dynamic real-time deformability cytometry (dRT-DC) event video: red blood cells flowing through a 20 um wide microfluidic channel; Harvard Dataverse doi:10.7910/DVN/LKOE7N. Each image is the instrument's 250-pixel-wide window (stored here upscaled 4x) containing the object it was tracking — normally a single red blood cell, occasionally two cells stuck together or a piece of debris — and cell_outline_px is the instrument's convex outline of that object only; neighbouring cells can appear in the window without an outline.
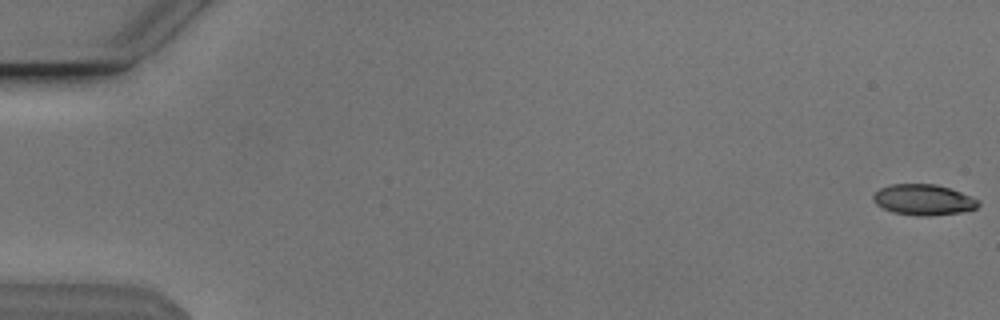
{"species": "Egyptian fruit bat (a non-hibernating species)", "species_latin": "Rousettus aegyptiacus", "temperature_condition": "cold", "stored_images_in_passage": 54, "camera_frame_rate_fps": 3000, "um_per_image_px": 0.085, "animal": {"sex": "male"}, "frame": {"image": 1, "passage_image": 1, "time_ms": 0.0, "image_size_px": [1000, 320], "cell_outline_px": [[980, 204], [976, 208], [960, 212], [928, 216], [924, 216], [892, 212], [876, 204], [872, 200], [872, 196], [880, 188], [892, 184], [936, 184], [960, 192], [980, 200]], "centroid_in_image_um": [78.49, 16.97], "position_along_channel_um": 6.5, "area_um2": 18.67}}
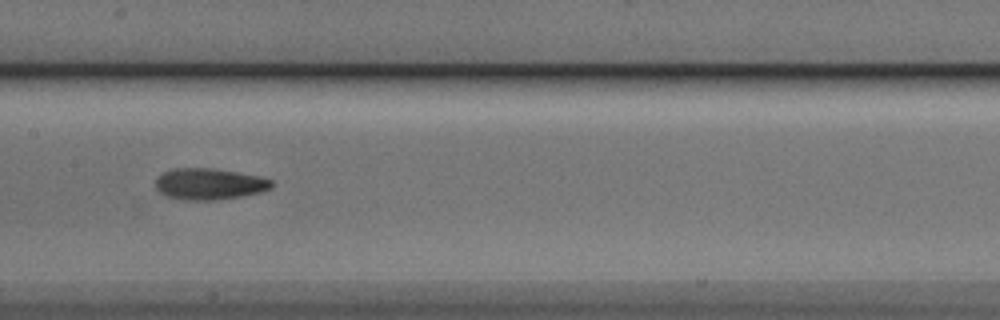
{"frame": {"image": 2, "passage_image": 28, "time_ms": 9.0, "image_size_px": [1000, 320], "cell_outline_px": [[272, 188], [260, 192], [240, 196], [216, 200], [184, 200], [164, 196], [156, 188], [156, 180], [164, 172], [172, 168], [216, 168], [260, 176], [272, 180]], "centroid_in_image_um": [17.79, 15.63], "position_along_channel_um": 189.6, "area_um2": 21.27}}
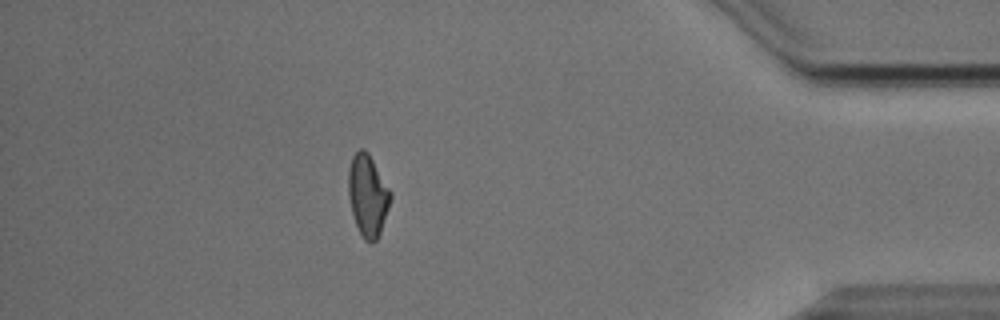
{"frame": {"image": 3, "passage_image": 48, "time_ms": 15.667, "image_size_px": [1000, 320], "cell_outline_px": [[392, 196], [380, 232], [376, 240], [372, 244], [368, 244], [364, 240], [356, 224], [352, 212], [348, 196], [348, 168], [352, 156], [360, 148], [364, 148], [368, 152], [392, 192]], "centroid_in_image_um": [31.25, 16.59], "position_along_channel_um": 403.9, "area_um2": 20.11}, "authors_computed_cell_mechanics": {"area_um2": 19.9988, "velocity_mm_per_s": 3.8571, "shape_relaxation_time_tau1_ms": 4.6393, "shape_relaxation_time_tau2_ms": 4.8948, "deformation_change_tau1": 0.1322, "deformation_change_tau2": 0.1324}}